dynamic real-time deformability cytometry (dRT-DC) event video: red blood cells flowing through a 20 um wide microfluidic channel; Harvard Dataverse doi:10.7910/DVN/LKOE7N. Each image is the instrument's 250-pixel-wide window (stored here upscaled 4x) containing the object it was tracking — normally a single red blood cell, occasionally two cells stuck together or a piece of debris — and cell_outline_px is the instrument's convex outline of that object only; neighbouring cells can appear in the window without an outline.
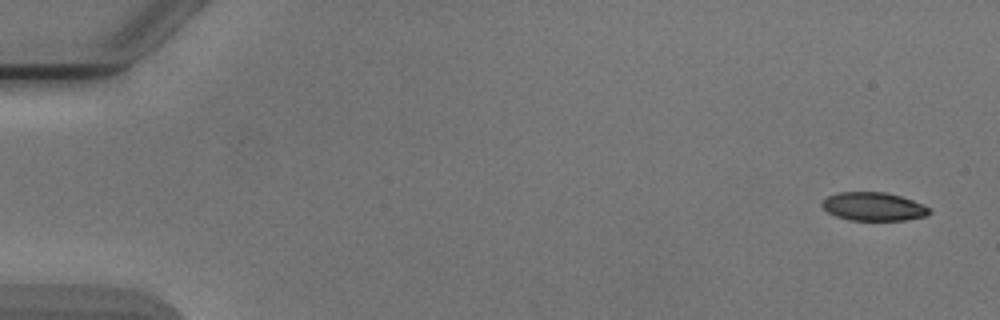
{"species": "Egyptian fruit bat (a non-hibernating species)", "species_latin": "Rousettus aegyptiacus", "temperature_condition": "cold", "stored_images_in_passage": 5, "camera_frame_rate_fps": 3000, "um_per_image_px": 0.085, "animal": {"sex": "male"}, "frame": {"image": 1, "passage_image": 1, "time_ms": 0.0, "image_size_px": [1000, 320], "cell_outline_px": [[932, 212], [924, 216], [904, 220], [852, 220], [836, 216], [828, 212], [820, 204], [828, 196], [840, 192], [884, 192], [900, 196], [912, 200], [928, 208]], "centroid_in_image_um": [74.22, 17.55], "position_along_channel_um": 10.8, "area_um2": 17.46}}
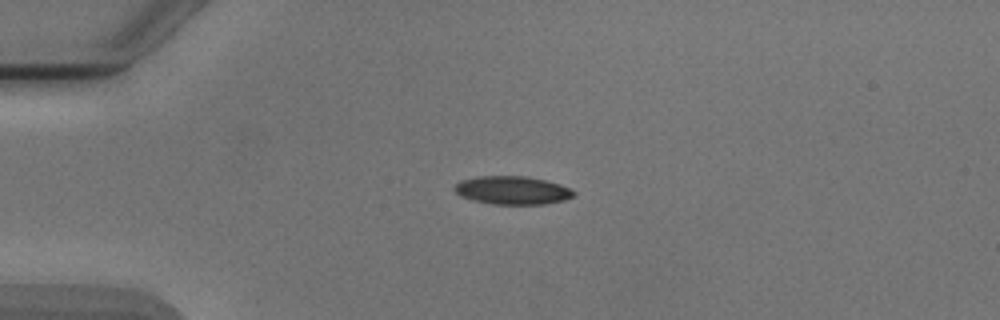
{"frame": {"image": 2, "passage_image": 4, "time_ms": 3.667, "image_size_px": [1000, 320], "cell_outline_px": [[576, 192], [572, 196], [564, 200], [544, 204], [492, 204], [472, 200], [460, 196], [452, 188], [460, 180], [480, 176], [528, 176], [560, 184]], "centroid_in_image_um": [43.51, 16.17], "position_along_channel_um": 41.5, "area_um2": 19.59}}